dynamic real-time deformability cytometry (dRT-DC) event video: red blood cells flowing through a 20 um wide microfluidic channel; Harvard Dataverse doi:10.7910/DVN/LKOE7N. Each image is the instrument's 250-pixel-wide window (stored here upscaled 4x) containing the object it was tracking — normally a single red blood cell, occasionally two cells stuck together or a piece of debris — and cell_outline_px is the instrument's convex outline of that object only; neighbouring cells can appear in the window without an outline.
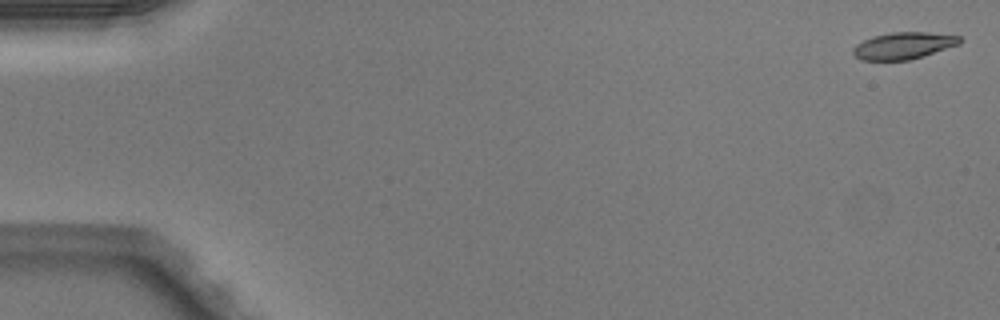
{"species": "Egyptian fruit bat (a non-hibernating species)", "species_latin": "Rousettus aegyptiacus", "temperature_condition": "warm", "stored_images_in_passage": 14, "camera_frame_rate_fps": 3000, "um_per_image_px": 0.085, "animal": {"sex": "male"}, "frame": {"image": 1, "passage_image": 1, "time_ms": 0.0, "image_size_px": [1000, 320], "cell_outline_px": [[964, 40], [960, 44], [908, 60], [860, 60], [852, 52], [852, 48], [856, 44], [872, 36], [892, 32], [928, 32], [960, 36]], "centroid_in_image_um": [76.79, 3.87], "position_along_channel_um": 8.2, "area_um2": 16.65}}
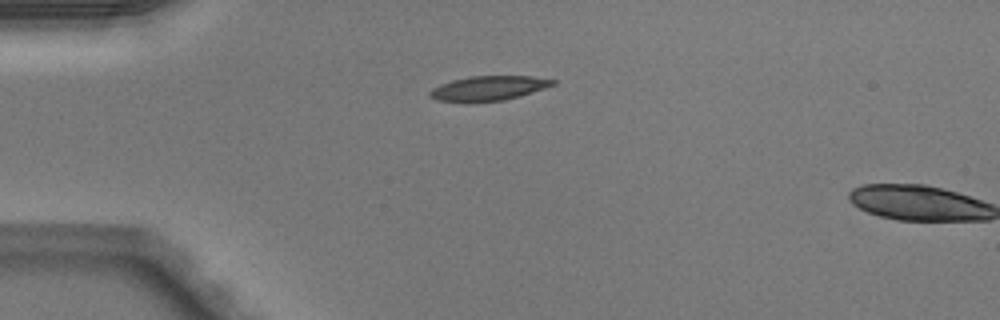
{"frame": {"image": 2, "passage_image": 13, "time_ms": 4.0, "image_size_px": [1000, 320], "cell_outline_px": [[556, 84], [520, 96], [504, 100], [436, 100], [428, 96], [428, 92], [432, 88], [440, 84], [452, 80], [472, 76], [532, 76], [556, 80]], "centroid_in_image_um": [41.55, 7.47], "position_along_channel_um": 43.5, "area_um2": 17.11}}